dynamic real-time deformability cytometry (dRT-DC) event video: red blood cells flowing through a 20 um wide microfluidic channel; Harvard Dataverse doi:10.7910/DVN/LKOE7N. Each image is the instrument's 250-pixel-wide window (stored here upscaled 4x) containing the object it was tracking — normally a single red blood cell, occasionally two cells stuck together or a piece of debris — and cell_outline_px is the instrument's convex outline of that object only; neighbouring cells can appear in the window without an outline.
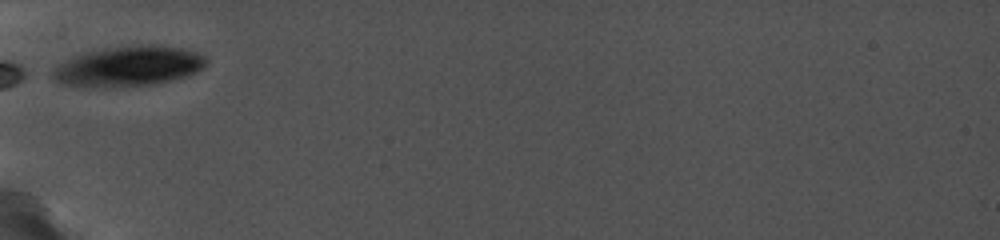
{"species": "common noctule bat (a hibernating species)", "species_latin": "Nyctalus noctula", "temperature_condition": "cold", "stored_images_in_passage": 21, "camera_frame_rate_fps": 5000, "um_per_image_px": 0.085, "animal": {"sex": "female", "body_mass_g": 19.0, "forearm_length_mm": 56.7}, "frame": {"image": 1, "passage_image": 1, "time_ms": 0.0, "image_size_px": [1000, 240], "cell_outline_px": [[204, 68], [188, 76], [172, 80], [152, 84], [64, 84], [56, 80], [52, 76], [52, 68], [56, 64], [72, 56], [84, 52], [104, 48], [132, 44], [156, 44], [184, 48], [196, 52], [204, 56]], "centroid_in_image_um": [10.96, 5.55], "position_along_channel_um": 74.0, "area_um2": 35.14}}